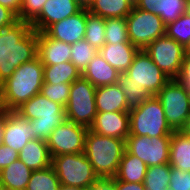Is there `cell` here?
<instances>
[{"mask_svg": "<svg viewBox=\"0 0 190 190\" xmlns=\"http://www.w3.org/2000/svg\"><path fill=\"white\" fill-rule=\"evenodd\" d=\"M44 65L38 57L21 64L0 84V108L16 111L26 101L40 93L44 83Z\"/></svg>", "mask_w": 190, "mask_h": 190, "instance_id": "7a4b0ae2", "label": "cell"}, {"mask_svg": "<svg viewBox=\"0 0 190 190\" xmlns=\"http://www.w3.org/2000/svg\"><path fill=\"white\" fill-rule=\"evenodd\" d=\"M16 112L30 120L33 137L46 142L52 131L66 120L65 107L41 93L26 101Z\"/></svg>", "mask_w": 190, "mask_h": 190, "instance_id": "277c9868", "label": "cell"}, {"mask_svg": "<svg viewBox=\"0 0 190 190\" xmlns=\"http://www.w3.org/2000/svg\"><path fill=\"white\" fill-rule=\"evenodd\" d=\"M171 137L128 136L126 150L148 167L169 163Z\"/></svg>", "mask_w": 190, "mask_h": 190, "instance_id": "4fadbf2b", "label": "cell"}, {"mask_svg": "<svg viewBox=\"0 0 190 190\" xmlns=\"http://www.w3.org/2000/svg\"><path fill=\"white\" fill-rule=\"evenodd\" d=\"M51 165L63 186L88 189L99 178L84 152L58 155Z\"/></svg>", "mask_w": 190, "mask_h": 190, "instance_id": "8992f818", "label": "cell"}, {"mask_svg": "<svg viewBox=\"0 0 190 190\" xmlns=\"http://www.w3.org/2000/svg\"><path fill=\"white\" fill-rule=\"evenodd\" d=\"M59 190H87V189H83L79 187H67V186L61 185Z\"/></svg>", "mask_w": 190, "mask_h": 190, "instance_id": "c3c4849f", "label": "cell"}, {"mask_svg": "<svg viewBox=\"0 0 190 190\" xmlns=\"http://www.w3.org/2000/svg\"><path fill=\"white\" fill-rule=\"evenodd\" d=\"M126 151V140L102 136L88 129L84 153L99 178H114Z\"/></svg>", "mask_w": 190, "mask_h": 190, "instance_id": "3957f363", "label": "cell"}, {"mask_svg": "<svg viewBox=\"0 0 190 190\" xmlns=\"http://www.w3.org/2000/svg\"><path fill=\"white\" fill-rule=\"evenodd\" d=\"M88 129L67 119L58 125L47 140L51 159L58 155L83 153Z\"/></svg>", "mask_w": 190, "mask_h": 190, "instance_id": "8fae6325", "label": "cell"}, {"mask_svg": "<svg viewBox=\"0 0 190 190\" xmlns=\"http://www.w3.org/2000/svg\"><path fill=\"white\" fill-rule=\"evenodd\" d=\"M87 190H116L114 178H98Z\"/></svg>", "mask_w": 190, "mask_h": 190, "instance_id": "b9f144b4", "label": "cell"}, {"mask_svg": "<svg viewBox=\"0 0 190 190\" xmlns=\"http://www.w3.org/2000/svg\"><path fill=\"white\" fill-rule=\"evenodd\" d=\"M125 19L129 41L140 50L145 49L157 38L165 36L166 25L156 14L133 6Z\"/></svg>", "mask_w": 190, "mask_h": 190, "instance_id": "30bf717a", "label": "cell"}, {"mask_svg": "<svg viewBox=\"0 0 190 190\" xmlns=\"http://www.w3.org/2000/svg\"><path fill=\"white\" fill-rule=\"evenodd\" d=\"M97 112H129L128 103L118 83L96 88Z\"/></svg>", "mask_w": 190, "mask_h": 190, "instance_id": "44dd1931", "label": "cell"}, {"mask_svg": "<svg viewBox=\"0 0 190 190\" xmlns=\"http://www.w3.org/2000/svg\"><path fill=\"white\" fill-rule=\"evenodd\" d=\"M168 190H190V173L171 167Z\"/></svg>", "mask_w": 190, "mask_h": 190, "instance_id": "74e56055", "label": "cell"}, {"mask_svg": "<svg viewBox=\"0 0 190 190\" xmlns=\"http://www.w3.org/2000/svg\"><path fill=\"white\" fill-rule=\"evenodd\" d=\"M171 166L169 163L147 168L144 187L146 190H168Z\"/></svg>", "mask_w": 190, "mask_h": 190, "instance_id": "4dcf8cb0", "label": "cell"}, {"mask_svg": "<svg viewBox=\"0 0 190 190\" xmlns=\"http://www.w3.org/2000/svg\"><path fill=\"white\" fill-rule=\"evenodd\" d=\"M169 164L182 172H190V137L181 131L171 135Z\"/></svg>", "mask_w": 190, "mask_h": 190, "instance_id": "d4e9b609", "label": "cell"}, {"mask_svg": "<svg viewBox=\"0 0 190 190\" xmlns=\"http://www.w3.org/2000/svg\"><path fill=\"white\" fill-rule=\"evenodd\" d=\"M47 0H22L19 21L31 23L40 13Z\"/></svg>", "mask_w": 190, "mask_h": 190, "instance_id": "8d00e7d4", "label": "cell"}, {"mask_svg": "<svg viewBox=\"0 0 190 190\" xmlns=\"http://www.w3.org/2000/svg\"><path fill=\"white\" fill-rule=\"evenodd\" d=\"M71 44L50 38L45 32H38L37 57L43 65H57L70 61Z\"/></svg>", "mask_w": 190, "mask_h": 190, "instance_id": "ac0fdd59", "label": "cell"}, {"mask_svg": "<svg viewBox=\"0 0 190 190\" xmlns=\"http://www.w3.org/2000/svg\"><path fill=\"white\" fill-rule=\"evenodd\" d=\"M118 84L123 90L129 111L138 108L143 101L151 97L150 93L143 86L136 83L118 82Z\"/></svg>", "mask_w": 190, "mask_h": 190, "instance_id": "e575fe53", "label": "cell"}, {"mask_svg": "<svg viewBox=\"0 0 190 190\" xmlns=\"http://www.w3.org/2000/svg\"><path fill=\"white\" fill-rule=\"evenodd\" d=\"M139 50L129 41L116 44L105 43L98 52L112 67L120 73H125Z\"/></svg>", "mask_w": 190, "mask_h": 190, "instance_id": "ffe728a7", "label": "cell"}, {"mask_svg": "<svg viewBox=\"0 0 190 190\" xmlns=\"http://www.w3.org/2000/svg\"><path fill=\"white\" fill-rule=\"evenodd\" d=\"M89 129L98 135L126 140L130 131L129 112H97Z\"/></svg>", "mask_w": 190, "mask_h": 190, "instance_id": "2e32d148", "label": "cell"}, {"mask_svg": "<svg viewBox=\"0 0 190 190\" xmlns=\"http://www.w3.org/2000/svg\"><path fill=\"white\" fill-rule=\"evenodd\" d=\"M84 40L97 50L105 44V19L90 13L87 8Z\"/></svg>", "mask_w": 190, "mask_h": 190, "instance_id": "f546056e", "label": "cell"}, {"mask_svg": "<svg viewBox=\"0 0 190 190\" xmlns=\"http://www.w3.org/2000/svg\"><path fill=\"white\" fill-rule=\"evenodd\" d=\"M86 30V7L77 14L51 24L44 32L53 39L67 44L84 40Z\"/></svg>", "mask_w": 190, "mask_h": 190, "instance_id": "e0dca14e", "label": "cell"}, {"mask_svg": "<svg viewBox=\"0 0 190 190\" xmlns=\"http://www.w3.org/2000/svg\"><path fill=\"white\" fill-rule=\"evenodd\" d=\"M144 50L170 79L179 76L185 57L183 45L165 35L151 42Z\"/></svg>", "mask_w": 190, "mask_h": 190, "instance_id": "7c38bea8", "label": "cell"}, {"mask_svg": "<svg viewBox=\"0 0 190 190\" xmlns=\"http://www.w3.org/2000/svg\"><path fill=\"white\" fill-rule=\"evenodd\" d=\"M30 120L16 111H6L3 120L2 144L20 152L31 140H34Z\"/></svg>", "mask_w": 190, "mask_h": 190, "instance_id": "9a60e30c", "label": "cell"}, {"mask_svg": "<svg viewBox=\"0 0 190 190\" xmlns=\"http://www.w3.org/2000/svg\"><path fill=\"white\" fill-rule=\"evenodd\" d=\"M96 87L82 75L71 83L66 119L90 128L97 115L95 103Z\"/></svg>", "mask_w": 190, "mask_h": 190, "instance_id": "52a82bcc", "label": "cell"}, {"mask_svg": "<svg viewBox=\"0 0 190 190\" xmlns=\"http://www.w3.org/2000/svg\"><path fill=\"white\" fill-rule=\"evenodd\" d=\"M155 96L162 103L170 127L180 131L190 113V93L177 79H170Z\"/></svg>", "mask_w": 190, "mask_h": 190, "instance_id": "9c48e42d", "label": "cell"}, {"mask_svg": "<svg viewBox=\"0 0 190 190\" xmlns=\"http://www.w3.org/2000/svg\"><path fill=\"white\" fill-rule=\"evenodd\" d=\"M19 152L0 143V171L18 159Z\"/></svg>", "mask_w": 190, "mask_h": 190, "instance_id": "f35d334b", "label": "cell"}, {"mask_svg": "<svg viewBox=\"0 0 190 190\" xmlns=\"http://www.w3.org/2000/svg\"><path fill=\"white\" fill-rule=\"evenodd\" d=\"M129 42L127 22L125 18L105 19V43L116 44Z\"/></svg>", "mask_w": 190, "mask_h": 190, "instance_id": "d6a6232c", "label": "cell"}, {"mask_svg": "<svg viewBox=\"0 0 190 190\" xmlns=\"http://www.w3.org/2000/svg\"><path fill=\"white\" fill-rule=\"evenodd\" d=\"M38 32L29 22L17 21L0 30V84L21 64L37 57Z\"/></svg>", "mask_w": 190, "mask_h": 190, "instance_id": "6da1fadb", "label": "cell"}, {"mask_svg": "<svg viewBox=\"0 0 190 190\" xmlns=\"http://www.w3.org/2000/svg\"><path fill=\"white\" fill-rule=\"evenodd\" d=\"M84 7V0H47L30 24L35 31L44 32L51 24L77 14Z\"/></svg>", "mask_w": 190, "mask_h": 190, "instance_id": "5bb4252c", "label": "cell"}, {"mask_svg": "<svg viewBox=\"0 0 190 190\" xmlns=\"http://www.w3.org/2000/svg\"><path fill=\"white\" fill-rule=\"evenodd\" d=\"M82 73L71 62H62L57 65H44V83H72L78 79Z\"/></svg>", "mask_w": 190, "mask_h": 190, "instance_id": "83f0119b", "label": "cell"}, {"mask_svg": "<svg viewBox=\"0 0 190 190\" xmlns=\"http://www.w3.org/2000/svg\"><path fill=\"white\" fill-rule=\"evenodd\" d=\"M116 190H146L144 183H130L119 181L115 178Z\"/></svg>", "mask_w": 190, "mask_h": 190, "instance_id": "7bdbcfd3", "label": "cell"}, {"mask_svg": "<svg viewBox=\"0 0 190 190\" xmlns=\"http://www.w3.org/2000/svg\"><path fill=\"white\" fill-rule=\"evenodd\" d=\"M17 21V16L11 10L0 5V30L12 26Z\"/></svg>", "mask_w": 190, "mask_h": 190, "instance_id": "60d3db41", "label": "cell"}, {"mask_svg": "<svg viewBox=\"0 0 190 190\" xmlns=\"http://www.w3.org/2000/svg\"><path fill=\"white\" fill-rule=\"evenodd\" d=\"M186 13L190 15V0H187Z\"/></svg>", "mask_w": 190, "mask_h": 190, "instance_id": "681fc988", "label": "cell"}, {"mask_svg": "<svg viewBox=\"0 0 190 190\" xmlns=\"http://www.w3.org/2000/svg\"><path fill=\"white\" fill-rule=\"evenodd\" d=\"M134 6L158 15L167 25L186 13L187 0H137Z\"/></svg>", "mask_w": 190, "mask_h": 190, "instance_id": "d6986e66", "label": "cell"}, {"mask_svg": "<svg viewBox=\"0 0 190 190\" xmlns=\"http://www.w3.org/2000/svg\"><path fill=\"white\" fill-rule=\"evenodd\" d=\"M0 190H9V189H6V188H3V187H0Z\"/></svg>", "mask_w": 190, "mask_h": 190, "instance_id": "f907efd6", "label": "cell"}, {"mask_svg": "<svg viewBox=\"0 0 190 190\" xmlns=\"http://www.w3.org/2000/svg\"><path fill=\"white\" fill-rule=\"evenodd\" d=\"M4 119H5V110L0 108V143L2 142L3 120Z\"/></svg>", "mask_w": 190, "mask_h": 190, "instance_id": "bcb514c9", "label": "cell"}, {"mask_svg": "<svg viewBox=\"0 0 190 190\" xmlns=\"http://www.w3.org/2000/svg\"><path fill=\"white\" fill-rule=\"evenodd\" d=\"M61 183L52 165L45 169L33 170L26 190H59Z\"/></svg>", "mask_w": 190, "mask_h": 190, "instance_id": "f1b7e54d", "label": "cell"}, {"mask_svg": "<svg viewBox=\"0 0 190 190\" xmlns=\"http://www.w3.org/2000/svg\"><path fill=\"white\" fill-rule=\"evenodd\" d=\"M165 35L184 46L190 40V15L184 13L175 21L168 23Z\"/></svg>", "mask_w": 190, "mask_h": 190, "instance_id": "836d02e7", "label": "cell"}, {"mask_svg": "<svg viewBox=\"0 0 190 190\" xmlns=\"http://www.w3.org/2000/svg\"><path fill=\"white\" fill-rule=\"evenodd\" d=\"M33 170L17 159L0 171V187L9 190H26Z\"/></svg>", "mask_w": 190, "mask_h": 190, "instance_id": "484cf974", "label": "cell"}, {"mask_svg": "<svg viewBox=\"0 0 190 190\" xmlns=\"http://www.w3.org/2000/svg\"><path fill=\"white\" fill-rule=\"evenodd\" d=\"M134 3L130 0H86L87 10L102 18H126Z\"/></svg>", "mask_w": 190, "mask_h": 190, "instance_id": "cb8c5ba5", "label": "cell"}, {"mask_svg": "<svg viewBox=\"0 0 190 190\" xmlns=\"http://www.w3.org/2000/svg\"><path fill=\"white\" fill-rule=\"evenodd\" d=\"M120 72L112 67L99 52L89 62L82 76L96 88L118 83Z\"/></svg>", "mask_w": 190, "mask_h": 190, "instance_id": "7402d4cb", "label": "cell"}, {"mask_svg": "<svg viewBox=\"0 0 190 190\" xmlns=\"http://www.w3.org/2000/svg\"><path fill=\"white\" fill-rule=\"evenodd\" d=\"M21 3L22 0H0V5L11 10L17 16V18L20 14Z\"/></svg>", "mask_w": 190, "mask_h": 190, "instance_id": "ee69618b", "label": "cell"}, {"mask_svg": "<svg viewBox=\"0 0 190 190\" xmlns=\"http://www.w3.org/2000/svg\"><path fill=\"white\" fill-rule=\"evenodd\" d=\"M176 79L190 93V56L184 57L179 76Z\"/></svg>", "mask_w": 190, "mask_h": 190, "instance_id": "ab89813d", "label": "cell"}, {"mask_svg": "<svg viewBox=\"0 0 190 190\" xmlns=\"http://www.w3.org/2000/svg\"><path fill=\"white\" fill-rule=\"evenodd\" d=\"M129 136L171 137L174 130L168 124L162 103L151 96L138 108L129 111Z\"/></svg>", "mask_w": 190, "mask_h": 190, "instance_id": "5b68a950", "label": "cell"}, {"mask_svg": "<svg viewBox=\"0 0 190 190\" xmlns=\"http://www.w3.org/2000/svg\"><path fill=\"white\" fill-rule=\"evenodd\" d=\"M170 78L141 49L125 73H120L118 82L136 83L155 96Z\"/></svg>", "mask_w": 190, "mask_h": 190, "instance_id": "ba28073f", "label": "cell"}, {"mask_svg": "<svg viewBox=\"0 0 190 190\" xmlns=\"http://www.w3.org/2000/svg\"><path fill=\"white\" fill-rule=\"evenodd\" d=\"M148 166L139 158L125 151L115 178L130 183H143Z\"/></svg>", "mask_w": 190, "mask_h": 190, "instance_id": "4316f807", "label": "cell"}, {"mask_svg": "<svg viewBox=\"0 0 190 190\" xmlns=\"http://www.w3.org/2000/svg\"><path fill=\"white\" fill-rule=\"evenodd\" d=\"M97 53L98 50L91 46L86 40L77 41L71 44L70 61L82 73Z\"/></svg>", "mask_w": 190, "mask_h": 190, "instance_id": "1f68e13d", "label": "cell"}, {"mask_svg": "<svg viewBox=\"0 0 190 190\" xmlns=\"http://www.w3.org/2000/svg\"><path fill=\"white\" fill-rule=\"evenodd\" d=\"M180 131L190 137V113L185 121L184 126Z\"/></svg>", "mask_w": 190, "mask_h": 190, "instance_id": "f6af8a7d", "label": "cell"}, {"mask_svg": "<svg viewBox=\"0 0 190 190\" xmlns=\"http://www.w3.org/2000/svg\"><path fill=\"white\" fill-rule=\"evenodd\" d=\"M184 55L190 56V40L184 45Z\"/></svg>", "mask_w": 190, "mask_h": 190, "instance_id": "7dc6e473", "label": "cell"}, {"mask_svg": "<svg viewBox=\"0 0 190 190\" xmlns=\"http://www.w3.org/2000/svg\"><path fill=\"white\" fill-rule=\"evenodd\" d=\"M70 88L71 83H43L40 93L43 96L47 97L49 100L57 102L66 107L68 103Z\"/></svg>", "mask_w": 190, "mask_h": 190, "instance_id": "d590c367", "label": "cell"}, {"mask_svg": "<svg viewBox=\"0 0 190 190\" xmlns=\"http://www.w3.org/2000/svg\"><path fill=\"white\" fill-rule=\"evenodd\" d=\"M18 159L32 170L45 169L52 162L47 142L40 139L29 141L19 152Z\"/></svg>", "mask_w": 190, "mask_h": 190, "instance_id": "603a6c76", "label": "cell"}]
</instances>
